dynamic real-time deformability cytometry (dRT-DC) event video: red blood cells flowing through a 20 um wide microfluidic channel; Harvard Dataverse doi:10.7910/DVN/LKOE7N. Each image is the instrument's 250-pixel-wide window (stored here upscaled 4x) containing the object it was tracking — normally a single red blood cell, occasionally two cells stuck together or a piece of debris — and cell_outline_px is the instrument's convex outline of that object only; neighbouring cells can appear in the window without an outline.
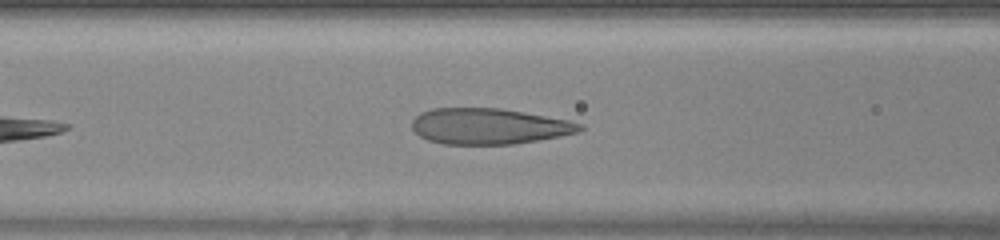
{"species": "human", "species_latin": "Homo sapiens", "temperature_condition": "warm", "stored_images_in_passage": 35, "camera_frame_rate_fps": 3000, "um_per_image_px": 0.085, "donor": {"sex": "female"}, "frame": {"image": 1, "passage_image": 7, "time_ms": 2.0, "image_size_px": [1000, 240], "cell_outline_px": [[584, 128], [580, 132], [560, 136], [512, 144], [444, 144], [428, 140], [420, 136], [412, 128], [412, 120], [420, 112], [432, 108], [500, 108], [568, 120], [584, 124]], "centroid_in_image_um": [41.55, 10.73], "position_along_channel_um": 125.0, "area_um2": 35.03}}
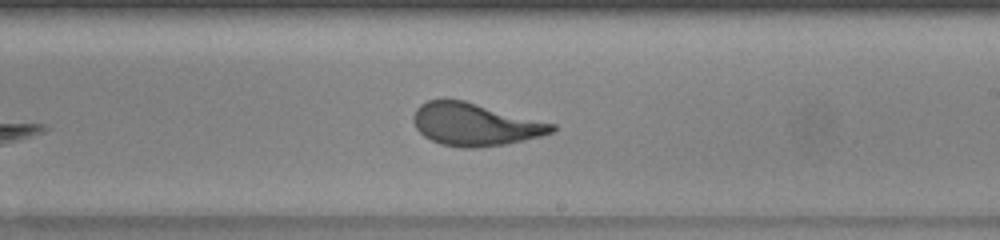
{"frame": {"image": 2, "passage_image": 16, "time_ms": 5.0, "image_size_px": [1000, 240], "cell_outline_px": [[556, 128], [552, 132], [540, 136], [524, 140], [504, 144], [472, 148], [464, 148], [440, 144], [424, 136], [416, 128], [412, 120], [412, 116], [416, 108], [420, 104], [428, 100], [464, 100], [556, 124]], "centroid_in_image_um": [40.35, 10.57], "position_along_channel_um": 248.6, "area_um2": 34.22}}
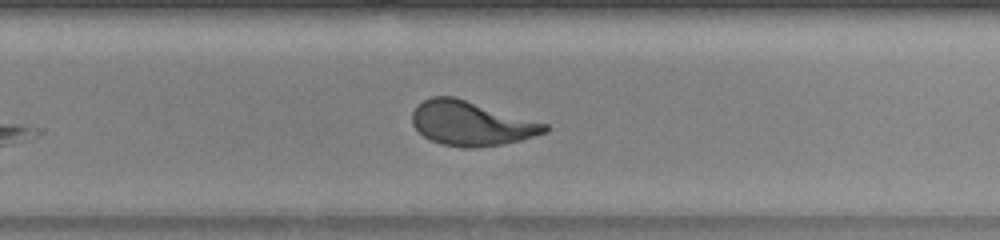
{"frame": {"image": 3, "passage_image": 19, "time_ms": 6.0, "image_size_px": [1000, 240], "cell_outline_px": [[548, 132], [520, 140], [504, 144], [476, 148], [460, 148], [440, 144], [424, 136], [412, 124], [412, 112], [416, 104], [432, 96], [456, 96], [548, 124]], "centroid_in_image_um": [40.05, 10.48], "position_along_channel_um": 289.8, "area_um2": 34.68}, "authors_computed_cell_mechanics": {"area_um2": 34.2176, "velocity_mm_per_s": 4.1287, "shape_relaxation_time_tau1_ms": 6.4784, "shape_relaxation_time_tau2_ms": null, "deformation_change_tau1": 0.2557, "deformation_change_tau2": null}}